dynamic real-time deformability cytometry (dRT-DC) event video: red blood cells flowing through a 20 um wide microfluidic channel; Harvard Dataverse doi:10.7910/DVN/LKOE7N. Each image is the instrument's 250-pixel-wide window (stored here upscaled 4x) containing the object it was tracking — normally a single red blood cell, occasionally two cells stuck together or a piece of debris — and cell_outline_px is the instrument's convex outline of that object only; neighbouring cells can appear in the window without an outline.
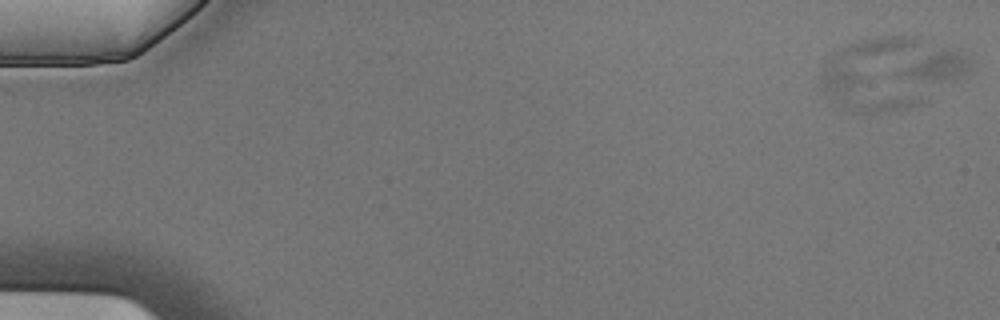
{"species": "Egyptian fruit bat (a non-hibernating species)", "species_latin": "Rousettus aegyptiacus", "temperature_condition": "cold", "stored_images_in_passage": 7, "camera_frame_rate_fps": 3000, "um_per_image_px": 0.085, "animal": {"sex": "male"}, "frame": {"image": 1, "passage_image": 1, "time_ms": 0.0, "image_size_px": [1000, 320], "cell_outline_px": [[972, 72], [956, 80], [932, 80], [896, 76], [896, 72], [944, 48], [956, 48], [968, 52], [972, 64]], "centroid_in_image_um": [79.92, 5.62], "position_along_channel_um": 5.1, "area_um2": 11.96}}